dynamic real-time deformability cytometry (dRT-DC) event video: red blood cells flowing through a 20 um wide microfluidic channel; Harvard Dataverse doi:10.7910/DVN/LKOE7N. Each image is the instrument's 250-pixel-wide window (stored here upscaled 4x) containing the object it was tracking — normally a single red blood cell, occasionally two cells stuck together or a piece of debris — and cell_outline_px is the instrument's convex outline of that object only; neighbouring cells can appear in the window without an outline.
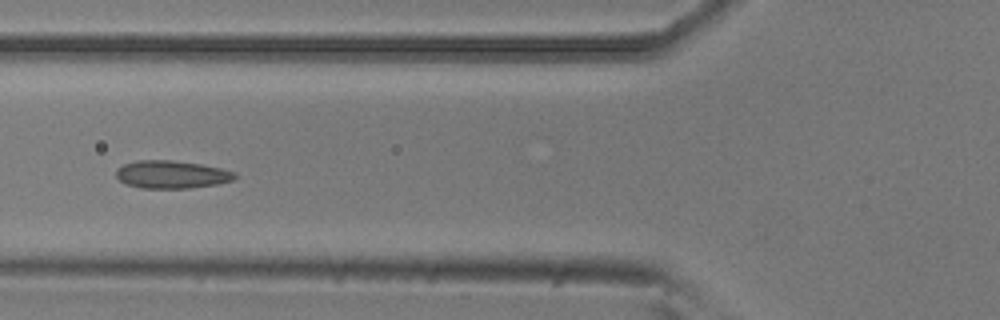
{"species": "common noctule bat (a hibernating species)", "species_latin": "Nyctalus noctula", "temperature_condition": "room temperature", "stored_images_in_passage": 6, "camera_frame_rate_fps": 3000, "um_per_image_px": 0.085, "animal": {"sex": "male", "body_mass_g": 20.5, "forearm_length_mm": 52.5}, "frame": {"image": 1, "passage_image": 6, "time_ms": 1.667, "image_size_px": [1000, 320], "cell_outline_px": [[236, 176], [232, 180], [216, 184], [192, 188], [140, 188], [124, 184], [116, 176], [116, 168], [124, 164], [136, 160], [172, 160], [200, 164], [220, 168], [236, 172]], "centroid_in_image_um": [14.55, 14.83], "position_along_channel_um": 111.3, "area_um2": 19.31}}